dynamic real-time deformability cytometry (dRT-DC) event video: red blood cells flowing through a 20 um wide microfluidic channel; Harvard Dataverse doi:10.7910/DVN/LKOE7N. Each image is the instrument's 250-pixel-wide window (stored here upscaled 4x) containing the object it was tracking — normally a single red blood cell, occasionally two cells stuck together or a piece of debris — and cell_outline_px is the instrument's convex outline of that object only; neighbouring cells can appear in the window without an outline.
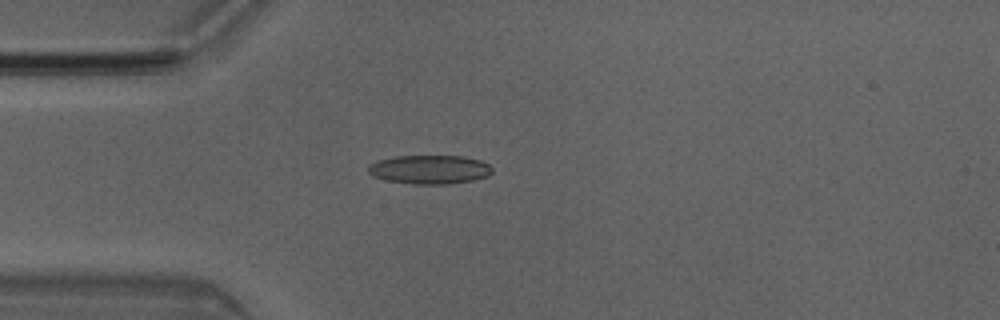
{"species": "Egyptian fruit bat (a non-hibernating species)", "species_latin": "Rousettus aegyptiacus", "temperature_condition": "room temperature", "stored_images_in_passage": 2, "camera_frame_rate_fps": 3000, "um_per_image_px": 0.085, "animal": {"sex": "male"}, "frame": {"image": 1, "passage_image": 1, "time_ms": 0.0, "image_size_px": [1000, 320], "cell_outline_px": [[492, 172], [488, 176], [472, 180], [448, 184], [412, 184], [388, 180], [372, 176], [368, 172], [368, 164], [376, 160], [392, 156], [464, 156], [480, 160], [488, 164], [492, 168]], "centroid_in_image_um": [36.49, 14.4], "position_along_channel_um": 48.5, "area_um2": 20.98}}